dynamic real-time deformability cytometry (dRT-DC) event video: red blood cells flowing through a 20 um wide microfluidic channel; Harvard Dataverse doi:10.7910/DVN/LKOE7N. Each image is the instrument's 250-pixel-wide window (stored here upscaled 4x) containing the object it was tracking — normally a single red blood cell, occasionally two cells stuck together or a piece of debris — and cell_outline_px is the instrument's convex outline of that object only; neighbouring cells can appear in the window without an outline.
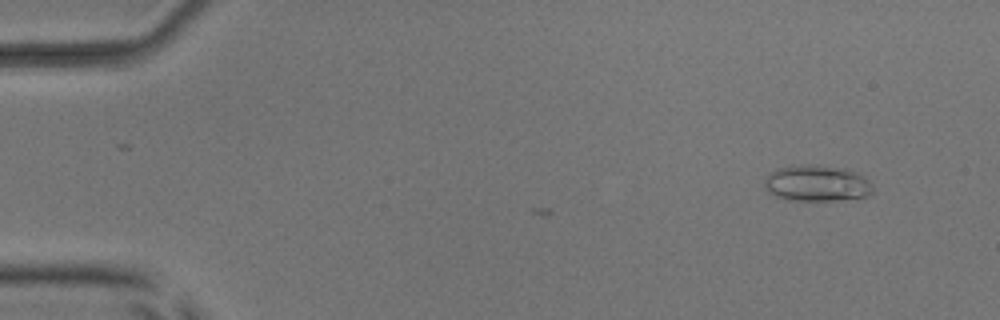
{"species": "common noctule bat (a hibernating species)", "species_latin": "Nyctalus noctula", "temperature_condition": "room temperature", "stored_images_in_passage": 4, "camera_frame_rate_fps": 3000, "um_per_image_px": 0.085, "animal": {"sex": "male", "body_mass_g": 17.9, "forearm_length_mm": 54.2}, "frame": {"image": 1, "passage_image": 2, "time_ms": 1.333, "image_size_px": [1000, 320], "cell_outline_px": [[872, 192], [868, 196], [836, 200], [784, 200], [768, 192], [764, 188], [764, 180], [776, 168], [808, 164], [844, 168], [856, 172], [864, 176], [872, 184]], "centroid_in_image_um": [69.42, 15.58], "position_along_channel_um": 15.6, "area_um2": 22.83}}